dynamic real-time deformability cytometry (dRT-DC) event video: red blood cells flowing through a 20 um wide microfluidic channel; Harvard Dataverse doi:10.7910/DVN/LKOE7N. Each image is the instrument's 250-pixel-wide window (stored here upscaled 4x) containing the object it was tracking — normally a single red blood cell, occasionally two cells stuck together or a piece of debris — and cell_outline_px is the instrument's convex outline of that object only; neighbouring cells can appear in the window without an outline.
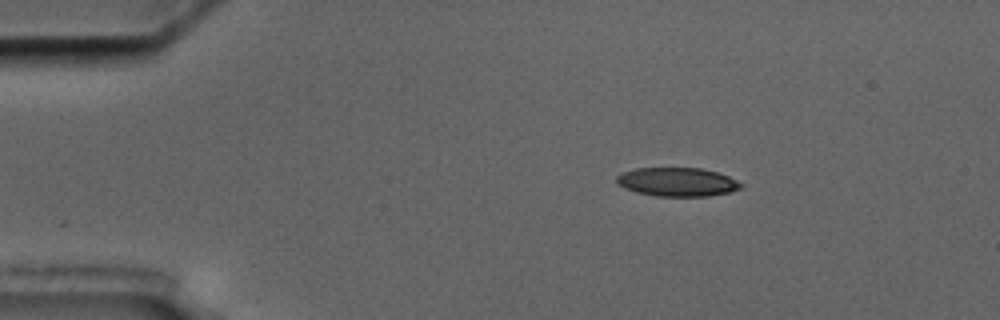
{"species": "common noctule bat (a hibernating species)", "species_latin": "Nyctalus noctula", "temperature_condition": "cold", "stored_images_in_passage": 3, "camera_frame_rate_fps": 3000, "um_per_image_px": 0.085, "animal": {"sex": "male", "body_mass_g": 17.5, "forearm_length_mm": 52.3}, "frame": {"image": 1, "passage_image": 1, "time_ms": 0.0, "image_size_px": [1000, 320], "cell_outline_px": [[744, 184], [740, 188], [728, 192], [708, 196], [656, 196], [636, 192], [624, 188], [616, 184], [616, 176], [624, 172], [636, 168], [700, 168], [716, 172], [728, 176]], "centroid_in_image_um": [57.54, 15.47], "position_along_channel_um": 27.5, "area_um2": 20.75}}